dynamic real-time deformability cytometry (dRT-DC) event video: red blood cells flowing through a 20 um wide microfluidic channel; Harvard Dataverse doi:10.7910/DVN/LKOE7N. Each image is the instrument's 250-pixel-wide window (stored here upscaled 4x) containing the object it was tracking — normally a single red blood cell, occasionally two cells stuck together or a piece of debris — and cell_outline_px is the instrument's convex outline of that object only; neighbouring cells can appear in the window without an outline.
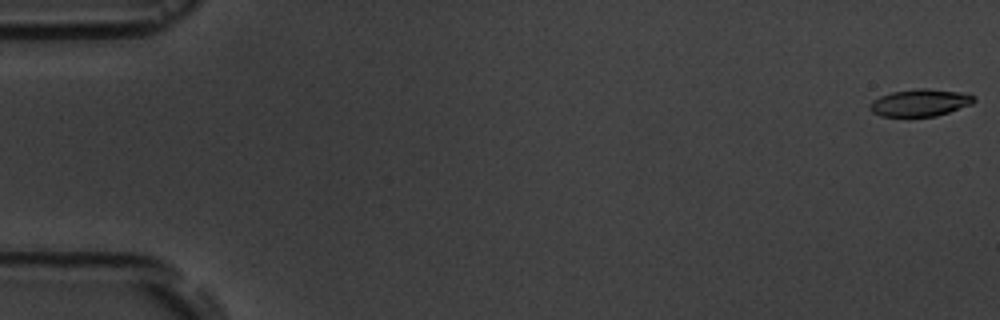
{"species": "common noctule bat (a hibernating species)", "species_latin": "Nyctalus noctula", "temperature_condition": "room temperature", "stored_images_in_passage": 6, "camera_frame_rate_fps": 3000, "um_per_image_px": 0.085, "animal": {"sex": "male", "body_mass_g": 19.5, "forearm_length_mm": 54.6}, "frame": {"image": 1, "passage_image": 1, "time_ms": 0.0, "image_size_px": [1000, 320], "cell_outline_px": [[976, 100], [972, 104], [936, 116], [880, 116], [872, 112], [868, 108], [868, 104], [872, 100], [880, 96], [892, 92], [916, 88], [924, 88], [960, 92], [976, 96]], "centroid_in_image_um": [78.18, 8.72], "position_along_channel_um": 6.8, "area_um2": 16.53}}
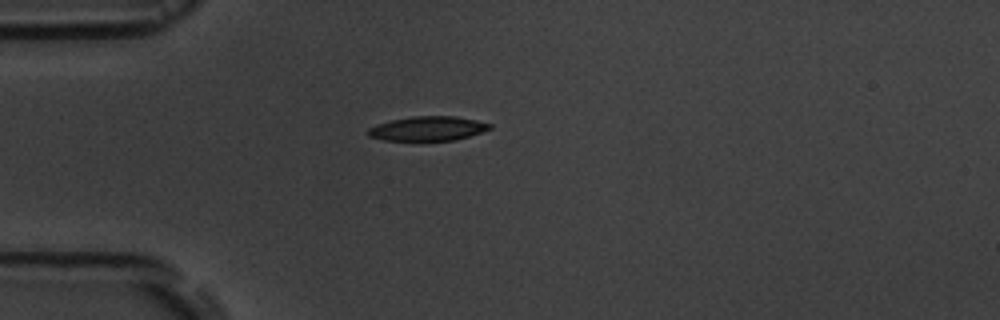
{"frame": {"image": 2, "passage_image": 4, "time_ms": 5.0, "image_size_px": [1000, 320], "cell_outline_px": [[492, 128], [468, 136], [452, 140], [384, 140], [368, 136], [364, 132], [368, 128], [376, 124], [392, 120], [412, 116], [456, 116], [476, 120], [492, 124]], "centroid_in_image_um": [36.31, 10.92], "position_along_channel_um": 48.7, "area_um2": 17.22}}
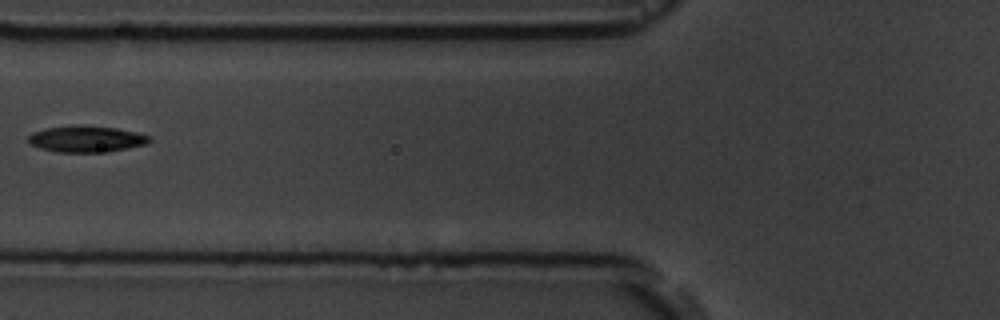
{"frame": {"image": 3, "passage_image": 6, "time_ms": 7.333, "image_size_px": [1000, 320], "cell_outline_px": [[152, 140], [144, 144], [108, 152], [56, 152], [40, 148], [28, 144], [28, 136], [32, 132], [44, 128], [76, 124], [116, 128], [136, 132], [152, 136]], "centroid_in_image_um": [7.29, 11.8], "position_along_channel_um": 118.5, "area_um2": 18.84}}